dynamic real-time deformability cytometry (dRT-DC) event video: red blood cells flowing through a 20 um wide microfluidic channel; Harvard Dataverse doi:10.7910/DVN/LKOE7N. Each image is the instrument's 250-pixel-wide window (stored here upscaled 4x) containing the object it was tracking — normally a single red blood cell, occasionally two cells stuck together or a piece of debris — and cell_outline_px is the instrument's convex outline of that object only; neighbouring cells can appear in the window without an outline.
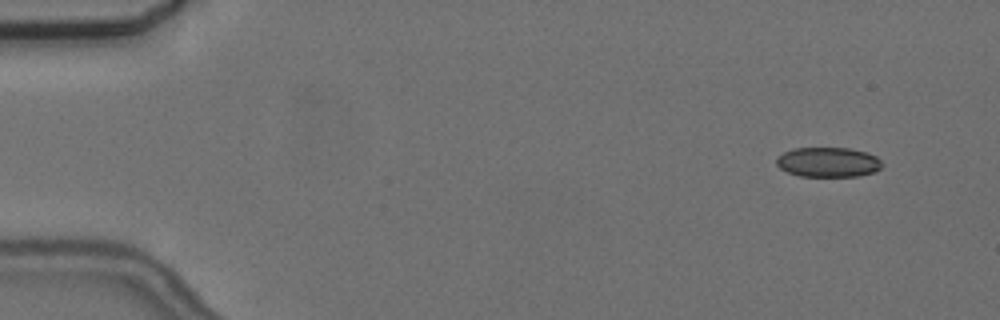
{"species": "common noctule bat (a hibernating species)", "species_latin": "Nyctalus noctula", "temperature_condition": "cold", "stored_images_in_passage": 4, "camera_frame_rate_fps": 3000, "um_per_image_px": 0.085, "animal": {"sex": "female", "body_mass_g": 24.6, "forearm_length_mm": 56.2}, "frame": {"image": 1, "passage_image": 1, "time_ms": 0.0, "image_size_px": [1000, 320], "cell_outline_px": [[884, 164], [880, 168], [872, 172], [860, 176], [800, 176], [788, 172], [780, 168], [776, 164], [776, 156], [792, 148], [848, 148], [868, 152], [876, 156]], "centroid_in_image_um": [70.38, 13.77], "position_along_channel_um": 14.6, "area_um2": 18.44}}